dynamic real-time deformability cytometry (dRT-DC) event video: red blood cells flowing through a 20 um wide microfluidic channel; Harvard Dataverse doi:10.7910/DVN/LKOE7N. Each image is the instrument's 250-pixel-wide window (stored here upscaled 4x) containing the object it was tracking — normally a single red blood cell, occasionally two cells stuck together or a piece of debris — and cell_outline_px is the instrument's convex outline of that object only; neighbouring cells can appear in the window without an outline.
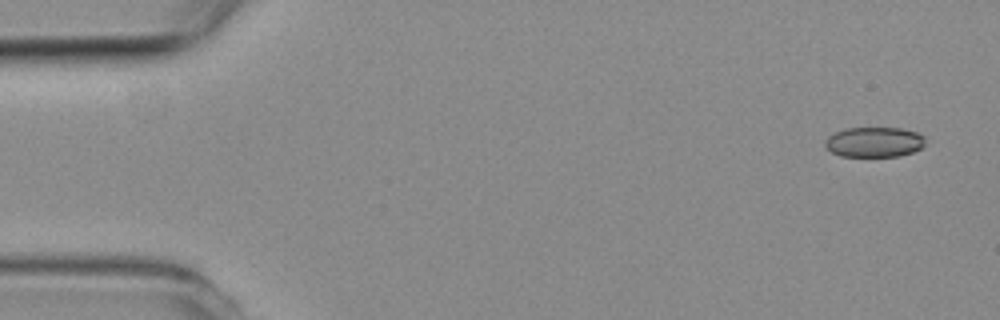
{"species": "common noctule bat (a hibernating species)", "species_latin": "Nyctalus noctula", "temperature_condition": "room temperature", "stored_images_in_passage": 6, "camera_frame_rate_fps": 3000, "um_per_image_px": 0.085, "animal": {"sex": "female", "body_mass_g": 19.3, "forearm_length_mm": 54.1}, "frame": {"image": 1, "passage_image": 1, "time_ms": 0.0, "image_size_px": [1000, 320], "cell_outline_px": [[924, 144], [920, 148], [912, 152], [900, 156], [840, 156], [832, 152], [824, 144], [824, 140], [828, 136], [844, 128], [900, 128], [916, 132], [924, 136]], "centroid_in_image_um": [74.29, 12.07], "position_along_channel_um": 10.7, "area_um2": 17.51}}
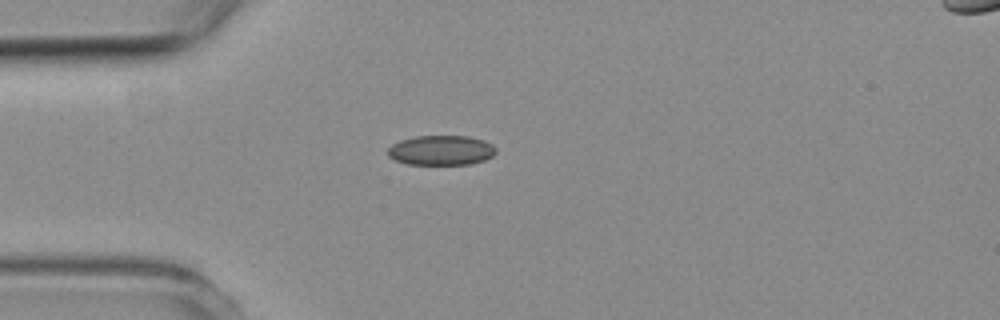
{"frame": {"image": 2, "passage_image": 4, "time_ms": 3.667, "image_size_px": [1000, 320], "cell_outline_px": [[496, 152], [492, 156], [484, 160], [472, 164], [408, 164], [396, 160], [388, 156], [388, 148], [392, 144], [400, 140], [416, 136], [468, 136], [484, 140], [492, 144], [496, 148]], "centroid_in_image_um": [37.51, 12.77], "position_along_channel_um": 47.5, "area_um2": 18.79}}
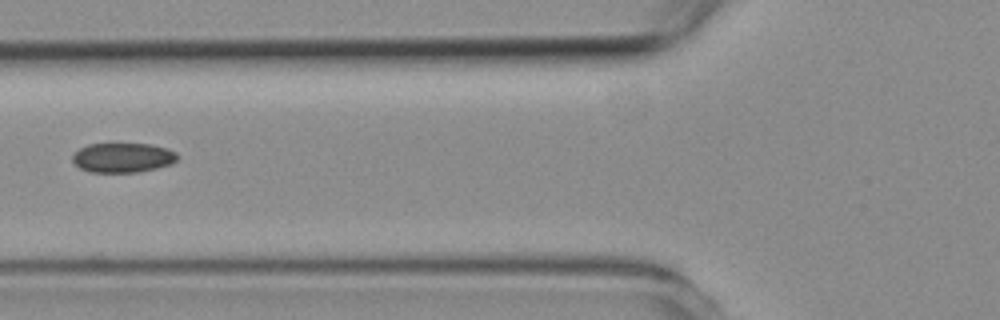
{"frame": {"image": 3, "passage_image": 6, "time_ms": 5.667, "image_size_px": [1000, 320], "cell_outline_px": [[180, 156], [172, 164], [156, 168], [136, 172], [88, 172], [80, 168], [72, 160], [72, 156], [80, 148], [88, 144], [152, 144], [168, 148], [176, 152]], "centroid_in_image_um": [10.47, 13.4], "position_along_channel_um": 115.3, "area_um2": 18.15}}